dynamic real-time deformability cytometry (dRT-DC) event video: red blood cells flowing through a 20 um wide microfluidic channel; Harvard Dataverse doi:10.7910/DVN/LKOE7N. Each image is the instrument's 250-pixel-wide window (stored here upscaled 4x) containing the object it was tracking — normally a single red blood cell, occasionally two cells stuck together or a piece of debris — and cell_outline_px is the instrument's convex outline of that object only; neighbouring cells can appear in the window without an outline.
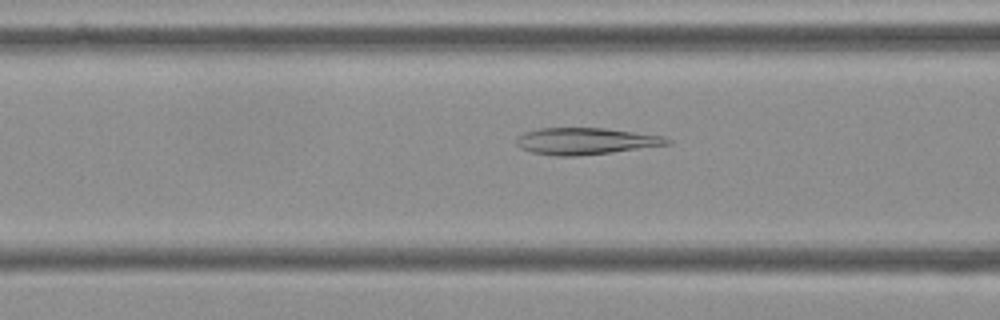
{"species": "Egyptian fruit bat (a non-hibernating species)", "species_latin": "Rousettus aegyptiacus", "temperature_condition": "cold", "stored_images_in_passage": 49, "camera_frame_rate_fps": 3000, "um_per_image_px": 0.085, "frame": {"image": 1, "passage_image": 15, "time_ms": 4.667, "image_size_px": [1000, 320], "cell_outline_px": [[672, 144], [612, 152], [576, 156], [556, 156], [532, 152], [520, 148], [516, 144], [516, 136], [524, 132], [540, 128], [604, 128], [664, 136], [672, 140]], "centroid_in_image_um": [49.77, 11.99], "position_along_channel_um": 116.8, "area_um2": 23.52}}
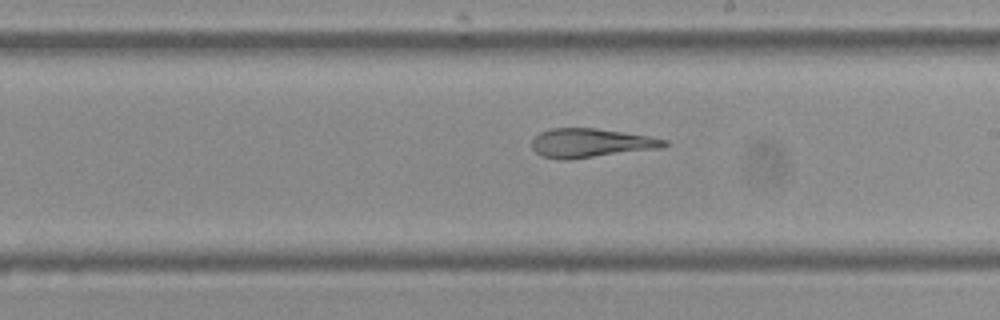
{"frame": {"image": 2, "passage_image": 25, "time_ms": 8.0, "image_size_px": [1000, 320], "cell_outline_px": [[668, 144], [664, 148], [568, 160], [564, 160], [540, 156], [532, 148], [532, 140], [540, 132], [552, 128], [596, 128], [648, 136], [668, 140]], "centroid_in_image_um": [50.23, 12.16], "position_along_channel_um": 238.8, "area_um2": 22.48}}
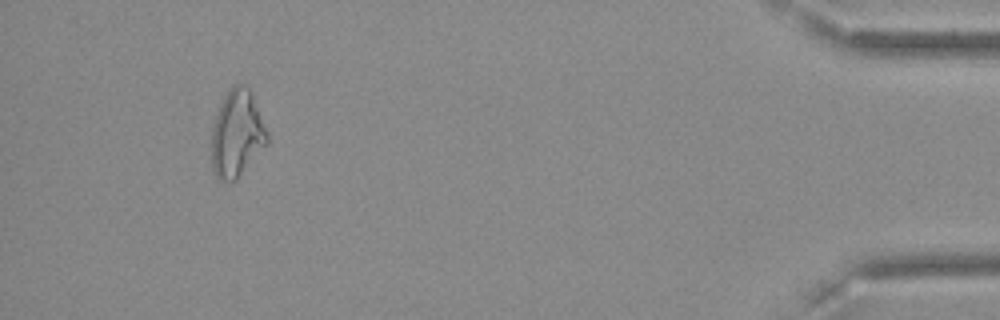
{"frame": {"image": 3, "passage_image": 45, "time_ms": 14.667, "image_size_px": [1000, 320], "cell_outline_px": [[268, 144], [236, 180], [220, 180], [216, 176], [212, 168], [212, 128], [220, 104], [228, 88], [232, 84], [244, 84], [248, 88], [252, 96], [268, 132]], "centroid_in_image_um": [20.14, 11.36], "position_along_channel_um": 415.1, "area_um2": 28.03}, "authors_computed_cell_mechanics": {"area_um2": 25.2008, "velocity_mm_per_s": 3.6536, "shape_relaxation_time_tau1_ms": null, "shape_relaxation_time_tau2_ms": 3.8984, "deformation_change_tau1": null, "deformation_change_tau2": 0.1229}}